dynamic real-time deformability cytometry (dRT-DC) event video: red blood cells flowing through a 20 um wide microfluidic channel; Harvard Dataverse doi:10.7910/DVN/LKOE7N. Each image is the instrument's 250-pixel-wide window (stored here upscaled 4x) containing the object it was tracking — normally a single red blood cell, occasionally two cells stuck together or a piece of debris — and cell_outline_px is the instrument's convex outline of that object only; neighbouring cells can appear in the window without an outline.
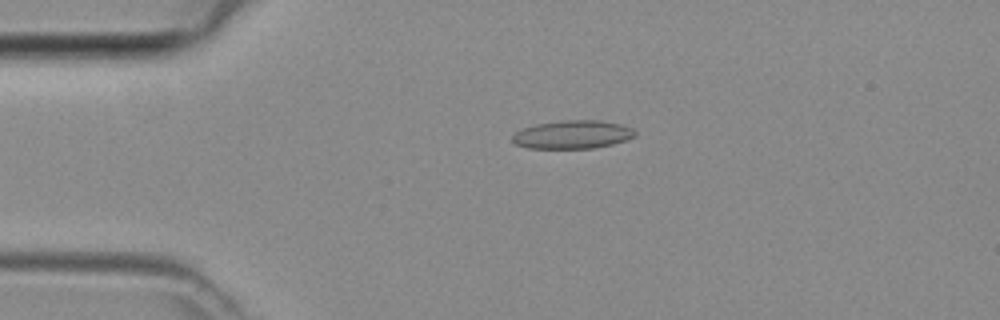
{"species": "common noctule bat (a hibernating species)", "species_latin": "Nyctalus noctula", "temperature_condition": "room temperature", "stored_images_in_passage": 43, "camera_frame_rate_fps": 3000, "um_per_image_px": 0.085, "animal": {"sex": "female", "body_mass_g": 29.2, "forearm_length_mm": 56.3}, "frame": {"image": 1, "passage_image": 7, "time_ms": 2.0, "image_size_px": [1000, 320], "cell_outline_px": [[636, 136], [612, 144], [592, 148], [528, 148], [516, 144], [512, 140], [512, 136], [516, 132], [524, 128], [536, 124], [560, 120], [600, 120], [620, 124], [632, 128], [636, 132]], "centroid_in_image_um": [48.67, 11.43], "position_along_channel_um": 36.3, "area_um2": 20.11}}
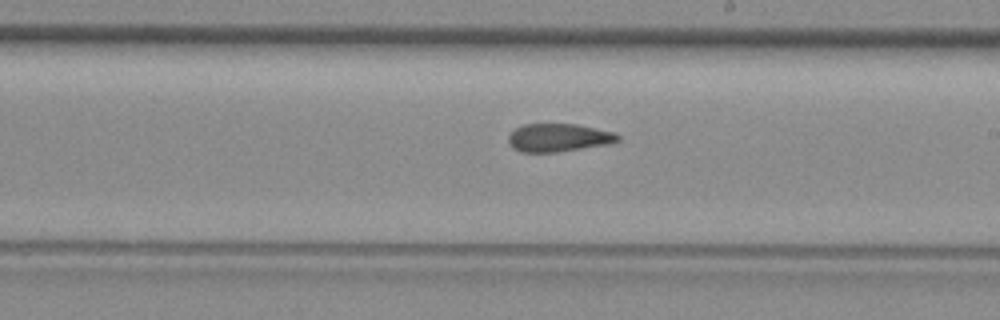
{"frame": {"image": 2, "passage_image": 23, "time_ms": 7.333, "image_size_px": [1000, 320], "cell_outline_px": [[620, 140], [608, 144], [556, 152], [520, 152], [512, 148], [508, 144], [508, 136], [516, 128], [524, 124], [576, 124], [616, 132], [620, 136]], "centroid_in_image_um": [47.47, 11.7], "position_along_channel_um": 241.5, "area_um2": 17.98}}
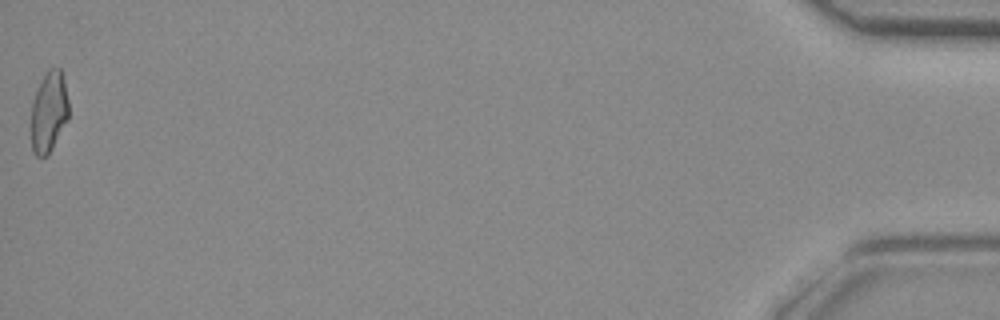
{"frame": {"image": 3, "passage_image": 43, "time_ms": 14.0, "image_size_px": [1000, 320], "cell_outline_px": [[68, 120], [48, 156], [36, 156], [32, 152], [32, 100], [48, 68], [60, 68], [64, 80], [68, 100]], "centroid_in_image_um": [4.16, 9.54], "position_along_channel_um": 431.0, "area_um2": 17.57}}